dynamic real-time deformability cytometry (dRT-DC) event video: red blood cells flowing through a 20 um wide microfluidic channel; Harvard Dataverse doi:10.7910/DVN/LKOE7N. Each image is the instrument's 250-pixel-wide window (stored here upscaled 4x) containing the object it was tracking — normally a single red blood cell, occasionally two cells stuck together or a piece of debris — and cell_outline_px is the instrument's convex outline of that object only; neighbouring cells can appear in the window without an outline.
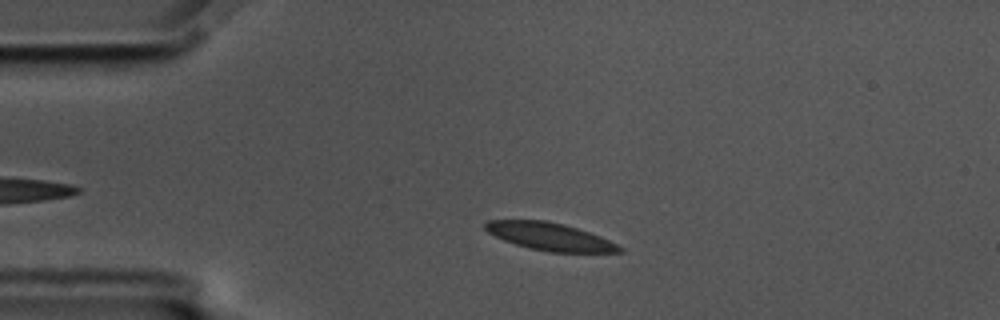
{"species": "common noctule bat (a hibernating species)", "species_latin": "Nyctalus noctula", "temperature_condition": "cold", "stored_images_in_passage": 48, "camera_frame_rate_fps": 3000, "um_per_image_px": 0.085, "animal": {"sex": "male", "body_mass_g": 17.5, "forearm_length_mm": 52.3}, "frame": {"image": 1, "passage_image": 8, "time_ms": 2.333, "image_size_px": [1000, 320], "cell_outline_px": [[624, 252], [548, 252], [528, 248], [504, 240], [488, 232], [484, 228], [484, 224], [488, 220], [548, 220], [564, 224], [600, 236], [624, 248]], "centroid_in_image_um": [46.73, 20.1], "position_along_channel_um": 38.3, "area_um2": 21.5}}
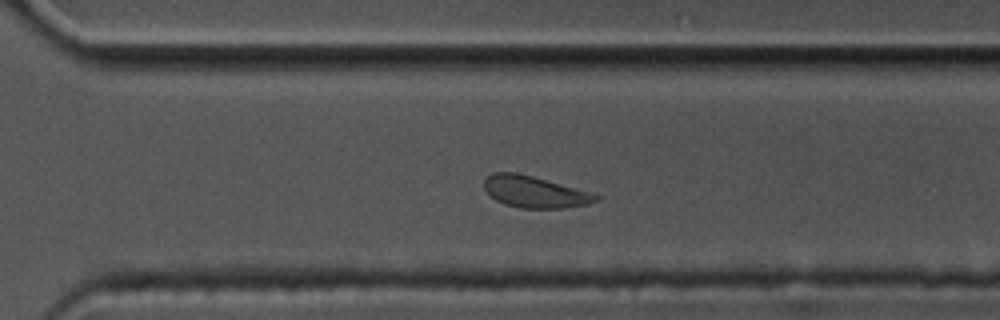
{"frame": {"image": 2, "passage_image": 36, "time_ms": 11.667, "image_size_px": [1000, 320], "cell_outline_px": [[600, 196], [596, 200], [588, 204], [560, 208], [520, 208], [504, 204], [496, 200], [484, 188], [484, 180], [492, 172], [516, 172], [596, 192]], "centroid_in_image_um": [45.48, 16.3], "position_along_channel_um": 325.1, "area_um2": 20.69}}
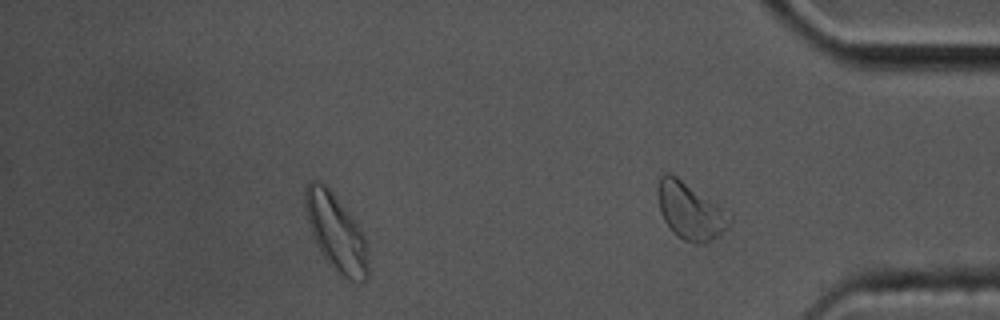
{"frame": {"image": 3, "passage_image": 41, "time_ms": 13.333, "image_size_px": [1000, 320], "cell_outline_px": [[368, 276], [360, 284], [348, 280], [336, 272], [332, 268], [320, 252], [316, 244], [308, 224], [304, 208], [304, 188], [308, 180], [320, 180], [328, 188], [360, 228], [364, 236], [368, 248]], "centroid_in_image_um": [28.54, 19.79], "position_along_channel_um": 406.7, "area_um2": 28.5}, "authors_computed_cell_mechanics": {"area_um2": 21.7906, "velocity_mm_per_s": 3.3981, "shape_relaxation_time_tau1_ms": 5.3239, "shape_relaxation_time_tau2_ms": 1.6666, "deformation_change_tau1": 0.097, "deformation_change_tau2": 0.0417}}